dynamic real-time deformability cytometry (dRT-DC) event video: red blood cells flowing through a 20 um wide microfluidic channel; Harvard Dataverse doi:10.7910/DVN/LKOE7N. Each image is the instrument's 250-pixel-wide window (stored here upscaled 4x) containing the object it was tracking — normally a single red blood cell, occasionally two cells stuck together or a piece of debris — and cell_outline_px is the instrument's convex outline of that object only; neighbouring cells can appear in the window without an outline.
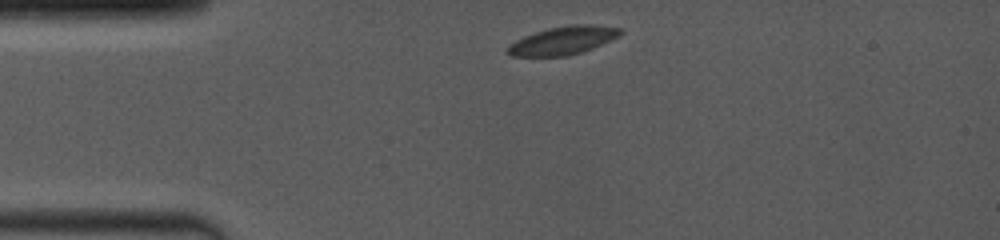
{"species": "common noctule bat (a hibernating species)", "species_latin": "Nyctalus noctula", "temperature_condition": "room temperature", "stored_images_in_passage": 17, "camera_frame_rate_fps": 4000, "um_per_image_px": 0.085, "animal": {"sex": "female", "body_mass_g": 19.0, "forearm_length_mm": 53.3}, "frame": {"image": 1, "passage_image": 1, "time_ms": 0.0, "image_size_px": [1000, 240], "cell_outline_px": [[624, 32], [620, 36], [580, 52], [564, 56], [512, 56], [504, 52], [516, 40], [524, 36], [548, 28], [572, 24], [588, 24], [624, 28]], "centroid_in_image_um": [47.88, 3.42], "position_along_channel_um": 37.1, "area_um2": 18.32}}
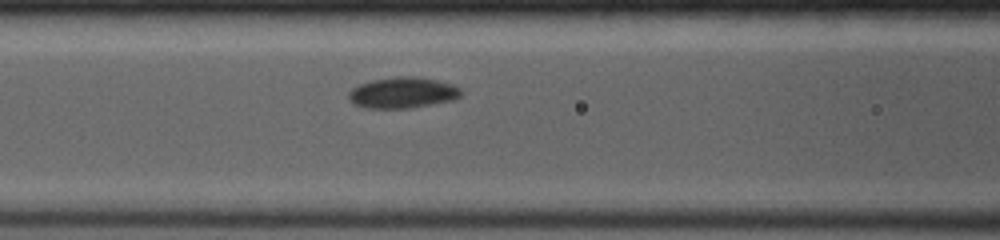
{"frame": {"image": 2, "passage_image": 8, "time_ms": 3.25, "image_size_px": [1000, 240], "cell_outline_px": [[460, 96], [456, 100], [412, 108], [368, 108], [352, 104], [348, 100], [348, 92], [352, 88], [360, 84], [372, 80], [396, 76], [416, 76], [436, 80], [452, 84], [460, 88]], "centroid_in_image_um": [34.21, 7.88], "position_along_channel_um": 132.4, "area_um2": 20.52}}
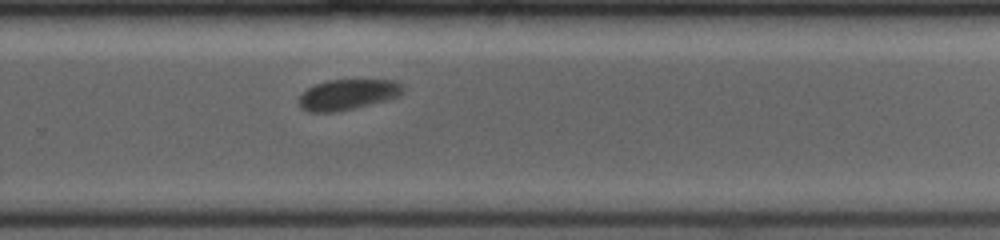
{"frame": {"image": 3, "passage_image": 17, "time_ms": 7.5, "image_size_px": [1000, 240], "cell_outline_px": [[404, 92], [400, 96], [388, 100], [340, 112], [308, 112], [300, 108], [300, 96], [308, 88], [316, 84], [328, 80], [396, 80], [404, 84]], "centroid_in_image_um": [29.62, 8.04], "position_along_channel_um": 300.2, "area_um2": 18.79}}